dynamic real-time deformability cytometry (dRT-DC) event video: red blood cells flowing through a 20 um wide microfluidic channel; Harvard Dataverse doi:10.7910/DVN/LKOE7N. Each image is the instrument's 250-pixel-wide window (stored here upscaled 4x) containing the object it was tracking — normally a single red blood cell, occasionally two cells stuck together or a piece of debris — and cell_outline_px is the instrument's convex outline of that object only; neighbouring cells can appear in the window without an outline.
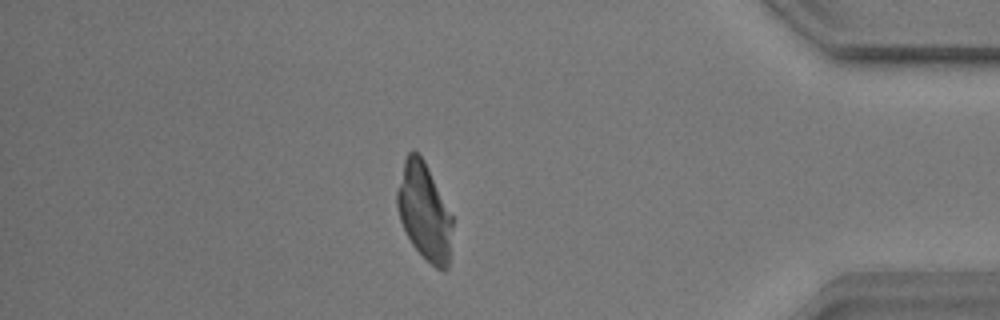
{"species": "common noctule bat (a hibernating species)", "species_latin": "Nyctalus noctula", "temperature_condition": "warm", "stored_images_in_passage": 45, "camera_frame_rate_fps": 3000, "um_per_image_px": 0.085, "animal": {"sex": "male", "body_mass_g": 17.9}, "frame": {"image": 1, "passage_image": 37, "time_ms": 12.0, "image_size_px": [1000, 320], "cell_outline_px": [[452, 224], [448, 268], [444, 272], [436, 268], [412, 244], [400, 220], [396, 204], [396, 192], [404, 160], [408, 152], [416, 152], [424, 160], [452, 216]], "centroid_in_image_um": [36.05, 18.0], "position_along_channel_um": 399.1, "area_um2": 30.63}}
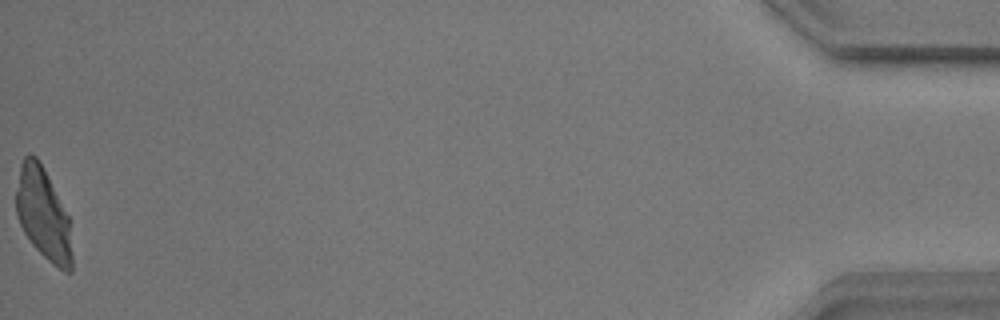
{"frame": {"image": 2, "passage_image": 45, "time_ms": 14.667, "image_size_px": [1000, 320], "cell_outline_px": [[72, 272], [64, 272], [52, 264], [32, 244], [24, 232], [20, 224], [16, 212], [16, 192], [20, 164], [24, 156], [28, 152], [36, 156], [68, 216], [72, 256]], "centroid_in_image_um": [3.65, 18.22], "position_along_channel_um": 431.5, "area_um2": 29.36}}